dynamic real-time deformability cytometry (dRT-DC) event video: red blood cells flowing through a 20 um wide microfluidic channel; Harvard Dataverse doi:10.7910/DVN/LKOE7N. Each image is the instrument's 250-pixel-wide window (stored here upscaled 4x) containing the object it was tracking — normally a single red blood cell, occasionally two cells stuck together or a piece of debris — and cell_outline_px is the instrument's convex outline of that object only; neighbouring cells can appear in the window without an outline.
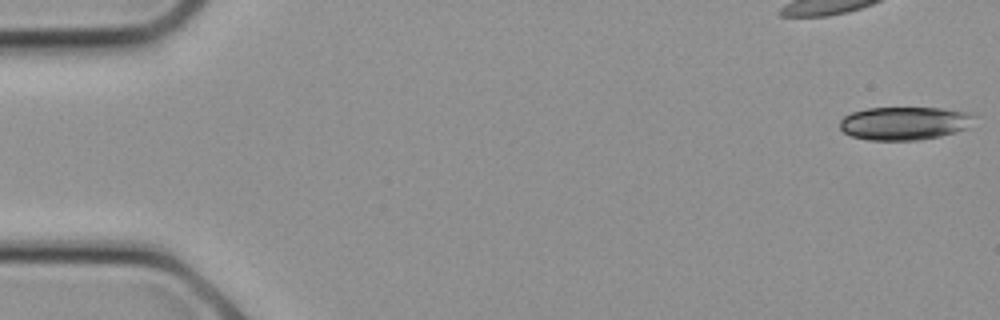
{"species": "common noctule bat (a hibernating species)", "species_latin": "Nyctalus noctula", "temperature_condition": "cold", "stored_images_in_passage": 12, "camera_frame_rate_fps": 3000, "um_per_image_px": 0.085, "animal": {"sex": "female", "body_mass_g": 21.9}, "frame": {"image": 1, "passage_image": 1, "time_ms": 0.0, "image_size_px": [1000, 320], "cell_outline_px": [[976, 116], [968, 128], [956, 132], [940, 136], [916, 140], [868, 140], [852, 136], [844, 132], [840, 128], [840, 120], [844, 116], [852, 112], [868, 108], [940, 108], [972, 112]], "centroid_in_image_um": [76.91, 10.47], "position_along_channel_um": 8.1, "area_um2": 26.13}}
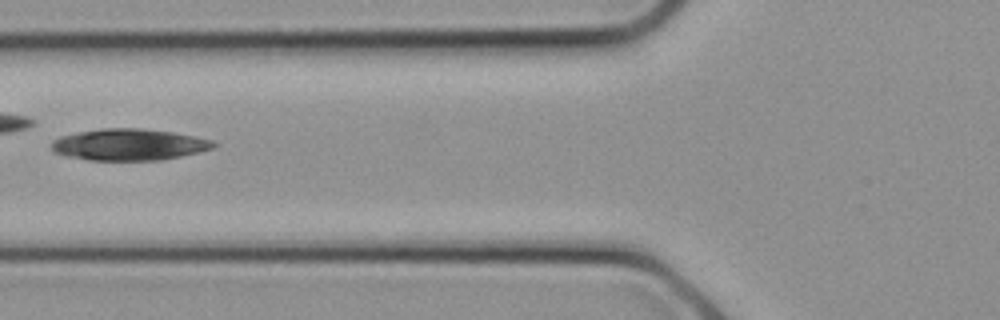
{"frame": {"image": 2, "passage_image": 10, "time_ms": 3.0, "image_size_px": [1000, 320], "cell_outline_px": [[220, 144], [212, 148], [200, 152], [160, 160], [88, 160], [64, 156], [52, 152], [52, 140], [60, 136], [100, 128], [140, 128], [172, 132], [212, 140]], "centroid_in_image_um": [10.94, 12.29], "position_along_channel_um": 114.9, "area_um2": 29.82}}